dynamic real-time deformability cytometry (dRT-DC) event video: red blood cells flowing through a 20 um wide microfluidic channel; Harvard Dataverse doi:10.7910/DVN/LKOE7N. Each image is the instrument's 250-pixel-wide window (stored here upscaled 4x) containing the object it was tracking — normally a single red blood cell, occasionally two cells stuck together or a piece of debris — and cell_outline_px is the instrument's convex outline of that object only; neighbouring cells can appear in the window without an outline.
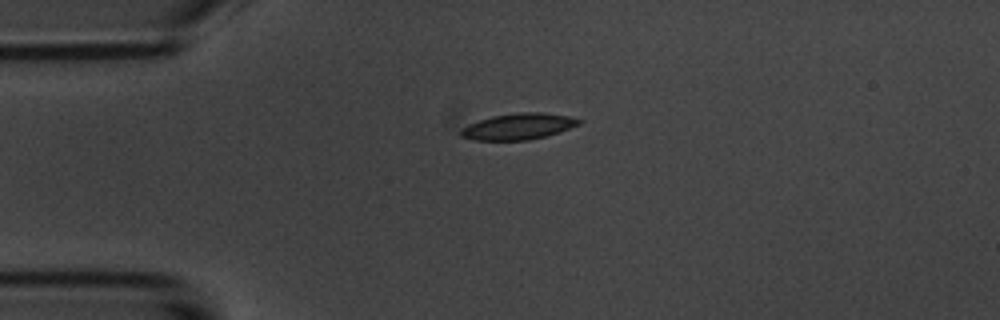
{"species": "common noctule bat (a hibernating species)", "species_latin": "Nyctalus noctula", "temperature_condition": "room temperature", "stored_images_in_passage": 2, "camera_frame_rate_fps": 3000, "um_per_image_px": 0.085, "animal": {"sex": "male", "body_mass_g": 20.1, "forearm_length_mm": 53.5}, "frame": {"image": 1, "passage_image": 1, "time_ms": 0.0, "image_size_px": [1000, 320], "cell_outline_px": [[584, 120], [580, 124], [560, 132], [528, 140], [476, 140], [460, 136], [460, 128], [468, 124], [492, 116], [520, 112], [540, 112], [568, 116]], "centroid_in_image_um": [44.06, 10.74], "position_along_channel_um": 40.9, "area_um2": 17.98}}